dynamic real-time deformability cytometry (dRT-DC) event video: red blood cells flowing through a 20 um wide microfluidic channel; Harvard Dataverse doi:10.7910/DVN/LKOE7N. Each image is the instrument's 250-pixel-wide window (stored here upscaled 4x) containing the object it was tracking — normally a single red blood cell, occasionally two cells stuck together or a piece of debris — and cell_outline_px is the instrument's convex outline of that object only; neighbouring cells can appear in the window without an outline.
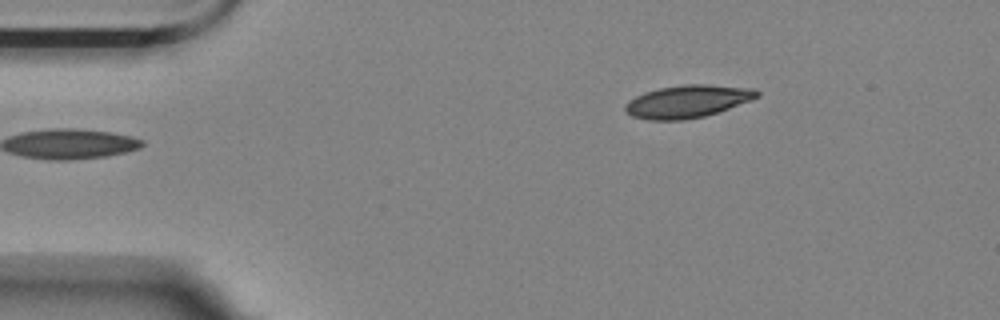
{"species": "Egyptian fruit bat (a non-hibernating species)", "species_latin": "Rousettus aegyptiacus", "temperature_condition": "room temperature", "stored_images_in_passage": 3, "camera_frame_rate_fps": 3000, "um_per_image_px": 0.085, "animal": {"sex": "female"}, "frame": {"image": 1, "passage_image": 1, "time_ms": 0.0, "image_size_px": [1000, 320], "cell_outline_px": [[760, 96], [752, 100], [704, 116], [684, 120], [648, 120], [632, 116], [624, 108], [624, 104], [628, 100], [644, 92], [660, 88], [684, 84], [704, 84], [756, 88], [760, 92]], "centroid_in_image_um": [58.45, 8.61], "position_along_channel_um": 26.5, "area_um2": 25.09}}